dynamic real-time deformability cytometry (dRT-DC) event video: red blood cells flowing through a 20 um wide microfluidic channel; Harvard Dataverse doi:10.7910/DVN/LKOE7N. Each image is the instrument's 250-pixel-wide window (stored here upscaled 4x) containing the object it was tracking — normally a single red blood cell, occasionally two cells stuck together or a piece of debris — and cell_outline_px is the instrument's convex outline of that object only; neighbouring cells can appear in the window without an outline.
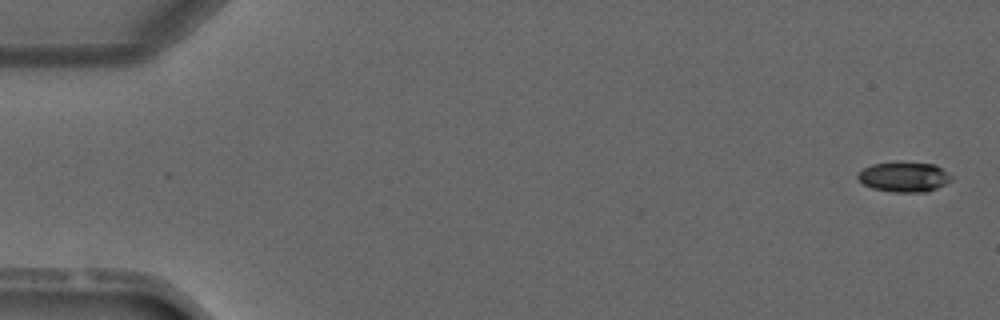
{"species": "common noctule bat (a hibernating species)", "species_latin": "Nyctalus noctula", "temperature_condition": "warm", "stored_images_in_passage": 4, "camera_frame_rate_fps": 3000, "um_per_image_px": 0.085, "animal": {"sex": "male", "forearm_length_mm": 52.5}, "frame": {"image": 1, "passage_image": 1, "time_ms": 0.0, "image_size_px": [1000, 320], "cell_outline_px": [[952, 180], [936, 188], [924, 192], [892, 192], [872, 188], [864, 184], [856, 176], [864, 168], [872, 164], [900, 160], [936, 164], [952, 176]], "centroid_in_image_um": [76.85, 15.0], "position_along_channel_um": 8.2, "area_um2": 16.65}}
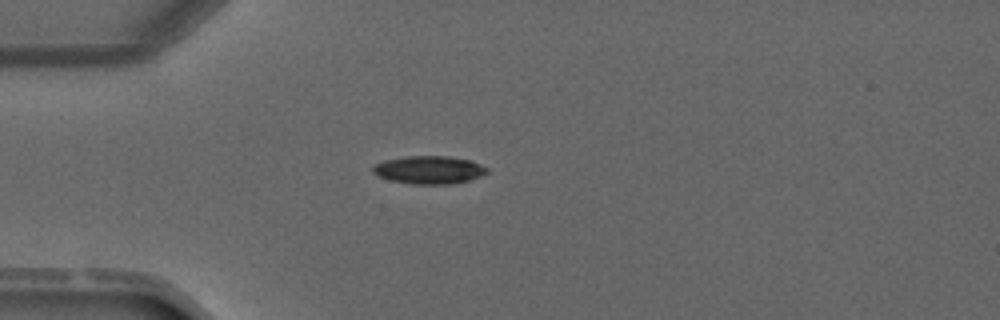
{"frame": {"image": 2, "passage_image": 4, "time_ms": 3.667, "image_size_px": [1000, 320], "cell_outline_px": [[488, 172], [480, 176], [468, 180], [452, 184], [412, 184], [392, 180], [380, 176], [372, 172], [372, 168], [376, 164], [384, 160], [408, 156], [448, 156], [472, 160], [488, 168]], "centroid_in_image_um": [36.5, 14.43], "position_along_channel_um": 48.5, "area_um2": 18.5}}